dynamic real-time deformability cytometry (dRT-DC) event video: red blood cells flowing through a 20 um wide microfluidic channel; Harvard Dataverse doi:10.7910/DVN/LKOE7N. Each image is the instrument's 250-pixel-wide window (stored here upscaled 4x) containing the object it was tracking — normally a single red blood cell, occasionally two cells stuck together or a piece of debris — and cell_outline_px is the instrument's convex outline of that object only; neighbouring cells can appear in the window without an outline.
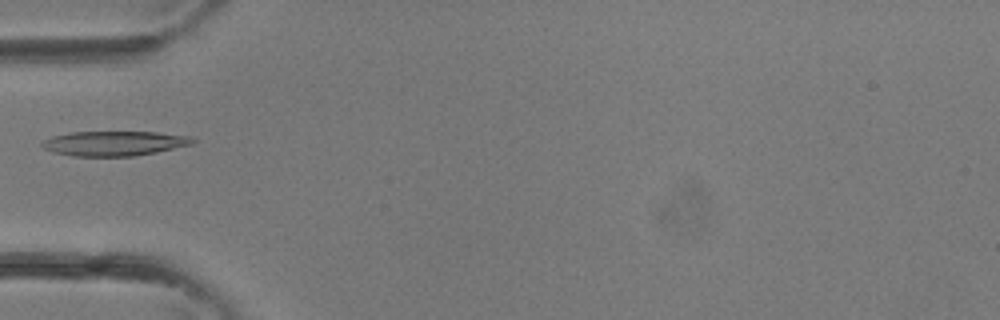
{"species": "common noctule bat (a hibernating species)", "species_latin": "Nyctalus noctula", "temperature_condition": "room temperature", "stored_images_in_passage": 3, "camera_frame_rate_fps": 3000, "um_per_image_px": 0.085, "animal": {"sex": "female"}, "frame": {"image": 1, "passage_image": 3, "time_ms": 0.667, "image_size_px": [1000, 320], "cell_outline_px": [[196, 140], [192, 144], [156, 152], [132, 156], [72, 156], [52, 152], [44, 148], [40, 144], [44, 140], [52, 136], [68, 132], [156, 132], [192, 136]], "centroid_in_image_um": [9.7, 12.18], "position_along_channel_um": 75.3, "area_um2": 21.73}}